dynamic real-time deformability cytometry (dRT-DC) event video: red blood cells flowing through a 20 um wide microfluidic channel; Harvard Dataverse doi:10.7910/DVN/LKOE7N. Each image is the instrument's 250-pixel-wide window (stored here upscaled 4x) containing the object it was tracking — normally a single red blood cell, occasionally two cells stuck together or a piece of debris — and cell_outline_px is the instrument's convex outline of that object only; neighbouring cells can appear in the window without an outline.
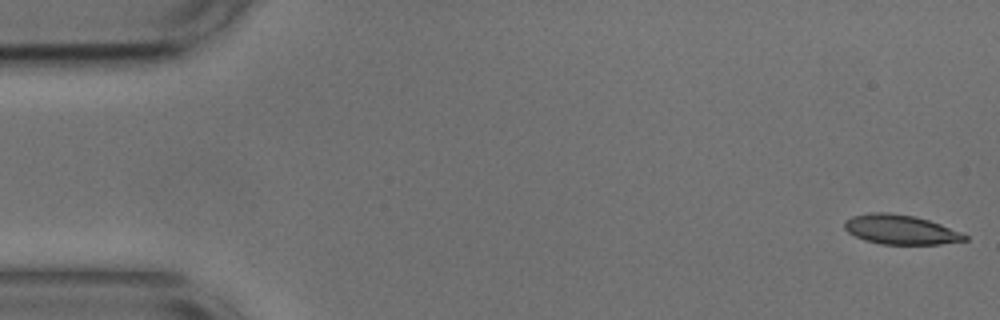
{"species": "common noctule bat (a hibernating species)", "species_latin": "Nyctalus noctula", "temperature_condition": "cold", "stored_images_in_passage": 54, "camera_frame_rate_fps": 3000, "um_per_image_px": 0.085, "animal": {"sex": "male", "body_mass_g": 17.9, "forearm_length_mm": 54.2}, "frame": {"image": 1, "passage_image": 1, "time_ms": 0.0, "image_size_px": [1000, 320], "cell_outline_px": [[968, 240], [940, 244], [880, 244], [864, 240], [848, 232], [844, 228], [844, 220], [852, 216], [868, 212], [888, 212], [912, 216], [928, 220], [940, 224], [960, 232], [968, 236]], "centroid_in_image_um": [76.51, 19.51], "position_along_channel_um": 8.5, "area_um2": 20.63}}
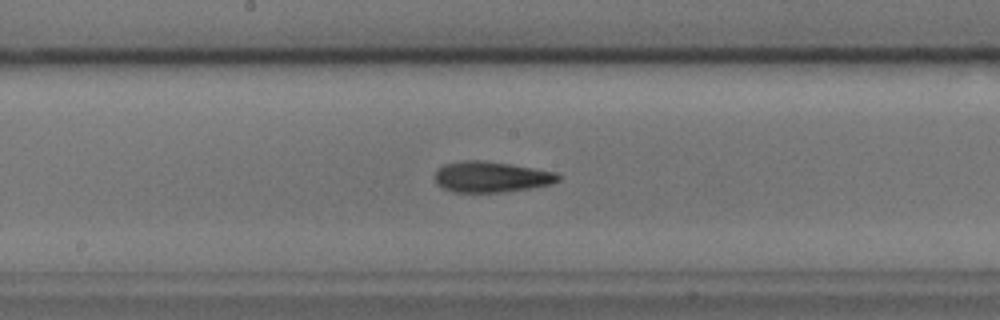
{"frame": {"image": 2, "passage_image": 27, "time_ms": 8.667, "image_size_px": [1000, 320], "cell_outline_px": [[560, 180], [552, 184], [528, 188], [500, 192], [452, 192], [436, 184], [436, 172], [444, 164], [464, 160], [484, 160], [556, 172], [560, 176]], "centroid_in_image_um": [41.75, 15.03], "position_along_channel_um": 206.5, "area_um2": 21.91}}
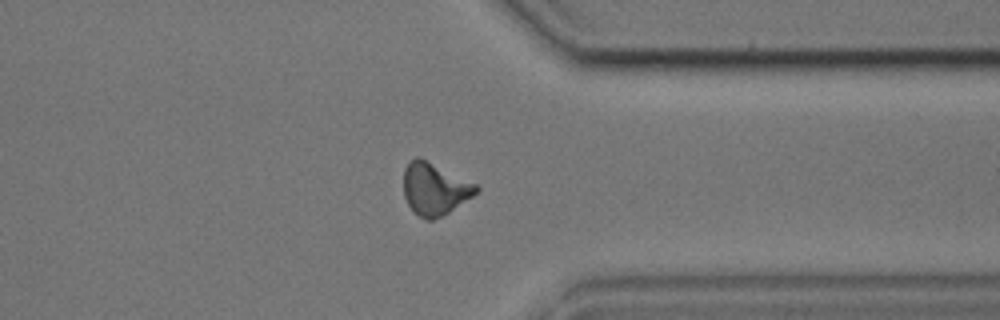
{"frame": {"image": 3, "passage_image": 41, "time_ms": 13.333, "image_size_px": [1000, 320], "cell_outline_px": [[480, 188], [472, 196], [448, 212], [432, 220], [428, 220], [420, 216], [408, 204], [404, 196], [404, 168], [408, 160], [416, 156], [420, 156], [476, 184]], "centroid_in_image_um": [36.91, 16.01], "position_along_channel_um": 374.5, "area_um2": 21.85}, "authors_computed_cell_mechanics": {"area_um2": 21.0392, "velocity_mm_per_s": 3.7076, "shape_relaxation_time_tau1_ms": 2.6864, "shape_relaxation_time_tau2_ms": 3.4887, "deformation_change_tau1": 0.1274, "deformation_change_tau2": 0.1305}}